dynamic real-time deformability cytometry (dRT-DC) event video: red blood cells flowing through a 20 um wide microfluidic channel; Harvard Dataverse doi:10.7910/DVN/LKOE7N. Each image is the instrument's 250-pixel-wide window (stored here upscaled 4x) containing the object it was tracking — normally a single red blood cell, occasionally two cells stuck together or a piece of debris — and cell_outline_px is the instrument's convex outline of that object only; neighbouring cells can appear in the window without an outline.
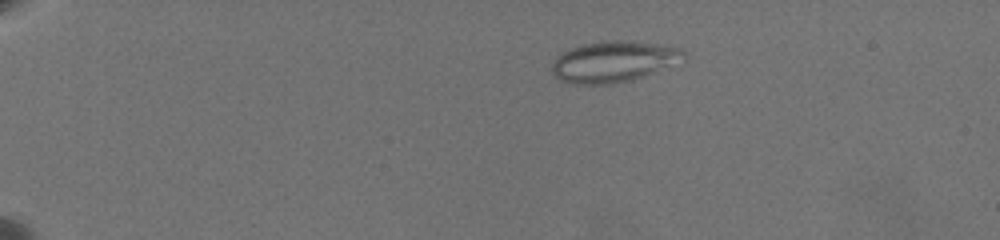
{"species": "common noctule bat (a hibernating species)", "species_latin": "Nyctalus noctula", "temperature_condition": "warm", "stored_images_in_passage": 36, "camera_frame_rate_fps": 3000, "um_per_image_px": 0.085, "animal": {"sex": "female", "body_mass_g": 19.5, "forearm_length_mm": 54.1}, "frame": {"image": 1, "passage_image": 1, "time_ms": 0.0, "image_size_px": [1000, 240], "cell_outline_px": [[688, 56], [632, 80], [608, 84], [572, 84], [560, 80], [552, 72], [552, 64], [556, 56], [572, 48], [584, 44], [604, 40], [620, 40], [656, 44], [680, 48]], "centroid_in_image_um": [52.07, 5.23], "position_along_channel_um": 32.9, "area_um2": 30.75}}
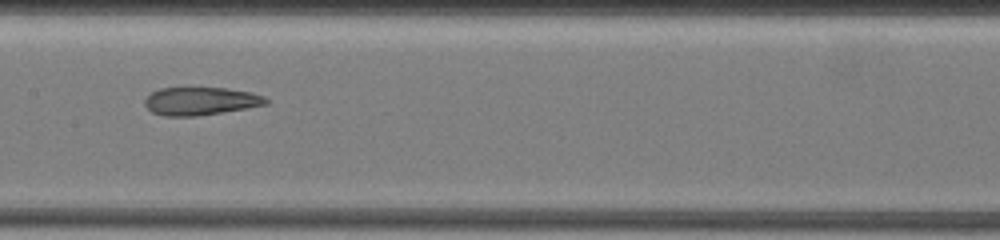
{"frame": {"image": 2, "passage_image": 23, "time_ms": 7.333, "image_size_px": [1000, 240], "cell_outline_px": [[268, 104], [248, 108], [196, 116], [164, 116], [152, 112], [144, 104], [144, 100], [152, 92], [160, 88], [224, 88], [252, 92], [264, 96], [268, 100]], "centroid_in_image_um": [17.06, 8.6], "position_along_channel_um": 190.3, "area_um2": 19.71}}
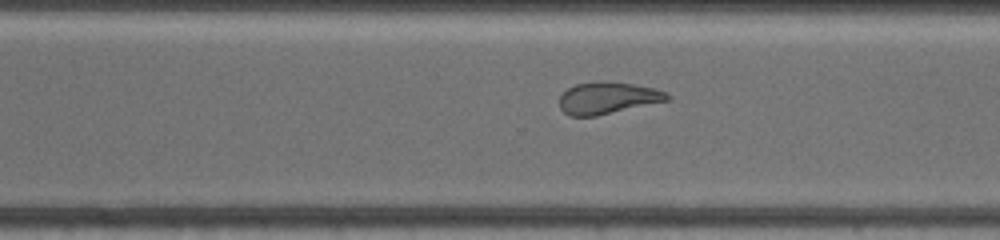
{"frame": {"image": 3, "passage_image": 32, "time_ms": 11.0, "image_size_px": [1000, 240], "cell_outline_px": [[672, 96], [668, 100], [596, 116], [568, 116], [560, 108], [560, 96], [568, 88], [576, 84], [632, 84], [652, 88], [664, 92]], "centroid_in_image_um": [51.63, 8.38], "position_along_channel_um": 319.0, "area_um2": 19.02}}